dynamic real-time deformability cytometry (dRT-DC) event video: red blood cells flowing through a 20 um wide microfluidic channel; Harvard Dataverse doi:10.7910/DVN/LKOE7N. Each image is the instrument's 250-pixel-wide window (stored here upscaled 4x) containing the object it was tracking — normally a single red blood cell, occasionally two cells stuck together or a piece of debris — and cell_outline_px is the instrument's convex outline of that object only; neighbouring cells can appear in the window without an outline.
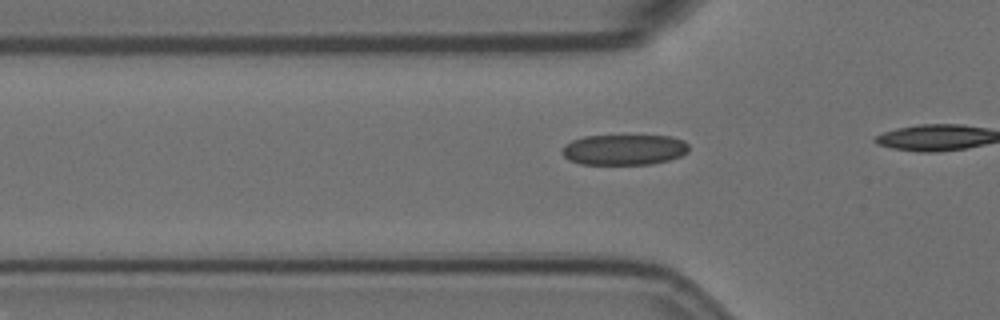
{"species": "Egyptian fruit bat (a non-hibernating species)", "species_latin": "Rousettus aegyptiacus", "temperature_condition": "room temperature", "stored_images_in_passage": 18, "camera_frame_rate_fps": 3000, "um_per_image_px": 0.085, "animal": {"sex": "female"}, "frame": {"image": 1, "passage_image": 15, "time_ms": 4.667, "image_size_px": [1000, 320], "cell_outline_px": [[688, 152], [680, 156], [668, 160], [652, 164], [580, 164], [568, 160], [560, 152], [564, 144], [572, 140], [584, 136], [672, 136], [684, 140], [688, 144]], "centroid_in_image_um": [53.02, 12.72], "position_along_channel_um": 72.8, "area_um2": 22.72}}